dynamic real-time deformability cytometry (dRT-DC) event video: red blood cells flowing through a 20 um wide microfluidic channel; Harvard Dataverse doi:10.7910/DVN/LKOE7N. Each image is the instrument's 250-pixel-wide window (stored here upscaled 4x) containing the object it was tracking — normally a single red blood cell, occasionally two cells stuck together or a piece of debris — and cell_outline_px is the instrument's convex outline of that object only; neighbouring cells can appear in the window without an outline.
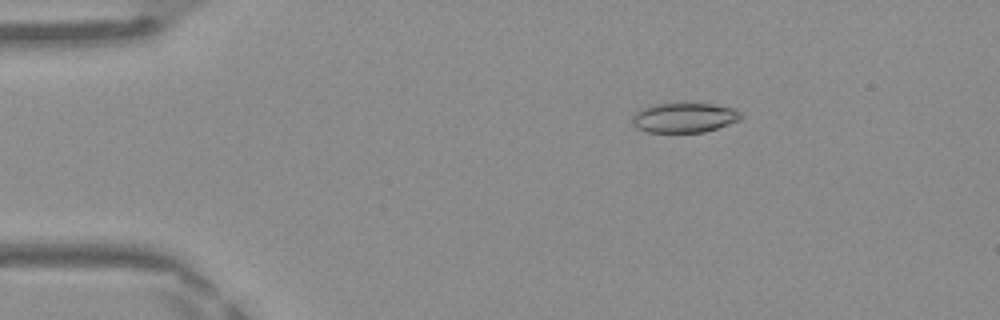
{"species": "Egyptian fruit bat (a non-hibernating species)", "species_latin": "Rousettus aegyptiacus", "temperature_condition": "warm", "stored_images_in_passage": 48, "camera_frame_rate_fps": 3000, "um_per_image_px": 0.085, "frame": {"image": 1, "passage_image": 8, "time_ms": 2.333, "image_size_px": [1000, 320], "cell_outline_px": [[744, 116], [740, 120], [704, 132], [648, 132], [636, 128], [632, 124], [632, 116], [636, 112], [652, 104], [684, 100], [712, 104], [732, 108], [740, 112]], "centroid_in_image_um": [58.14, 9.95], "position_along_channel_um": 26.9, "area_um2": 19.54}}
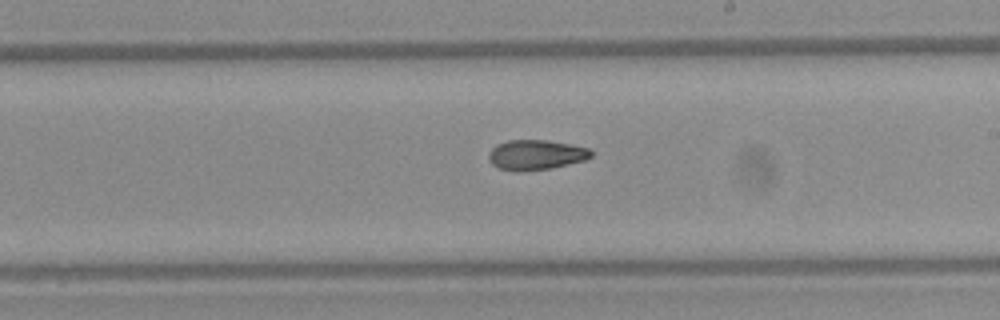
{"frame": {"image": 2, "passage_image": 28, "time_ms": 9.0, "image_size_px": [1000, 320], "cell_outline_px": [[592, 156], [584, 160], [548, 168], [516, 172], [500, 168], [492, 164], [488, 156], [488, 152], [496, 144], [508, 140], [548, 140], [572, 144], [588, 148], [592, 152]], "centroid_in_image_um": [45.52, 13.14], "position_along_channel_um": 243.5, "area_um2": 17.8}}
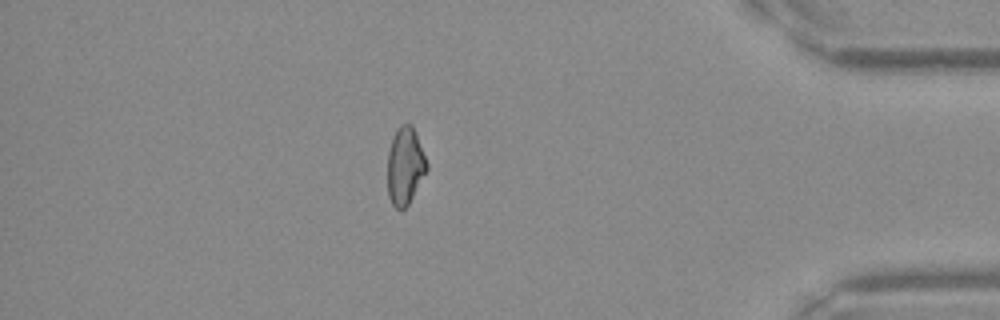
{"frame": {"image": 3, "passage_image": 42, "time_ms": 13.667, "image_size_px": [1000, 320], "cell_outline_px": [[428, 168], [408, 204], [400, 212], [392, 204], [388, 196], [388, 152], [392, 136], [400, 124], [412, 124], [428, 164]], "centroid_in_image_um": [34.42, 14.1], "position_along_channel_um": 400.8, "area_um2": 17.63}, "authors_computed_cell_mechanics": {"area_um2": 18.4671, "velocity_mm_per_s": 4.2041, "shape_relaxation_time_tau1_ms": null, "shape_relaxation_time_tau2_ms": 3.5133, "deformation_change_tau1": null, "deformation_change_tau2": 0.0968}}